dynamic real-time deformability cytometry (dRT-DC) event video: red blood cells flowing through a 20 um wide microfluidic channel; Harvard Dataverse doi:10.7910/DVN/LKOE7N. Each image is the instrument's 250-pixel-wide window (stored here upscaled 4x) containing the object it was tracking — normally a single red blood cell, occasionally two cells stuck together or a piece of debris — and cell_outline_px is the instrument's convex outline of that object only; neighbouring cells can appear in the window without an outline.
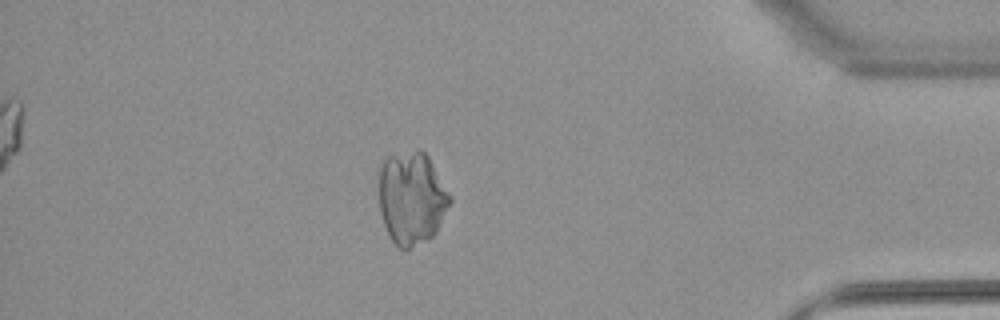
{"species": "common noctule bat (a hibernating species)", "species_latin": "Nyctalus noctula", "temperature_condition": "warm", "stored_images_in_passage": 48, "camera_frame_rate_fps": 3000, "um_per_image_px": 0.085, "animal": {"sex": "female", "body_mass_g": 22.7, "forearm_length_mm": 54.2}, "frame": {"image": 1, "passage_image": 42, "time_ms": 13.667, "image_size_px": [1000, 320], "cell_outline_px": [[452, 200], [436, 232], [428, 240], [408, 248], [400, 248], [392, 240], [384, 224], [380, 212], [380, 164], [384, 156], [420, 148], [428, 156], [452, 196]], "centroid_in_image_um": [35.0, 16.79], "position_along_channel_um": 400.2, "area_um2": 38.55}}